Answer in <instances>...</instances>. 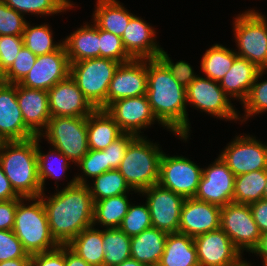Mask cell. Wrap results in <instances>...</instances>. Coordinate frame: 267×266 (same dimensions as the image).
I'll use <instances>...</instances> for the list:
<instances>
[{
    "instance_id": "cell-1",
    "label": "cell",
    "mask_w": 267,
    "mask_h": 266,
    "mask_svg": "<svg viewBox=\"0 0 267 266\" xmlns=\"http://www.w3.org/2000/svg\"><path fill=\"white\" fill-rule=\"evenodd\" d=\"M67 184L50 197L44 192L39 196L59 245H68L82 230L93 226L94 201L87 184H78L75 177Z\"/></svg>"
},
{
    "instance_id": "cell-2",
    "label": "cell",
    "mask_w": 267,
    "mask_h": 266,
    "mask_svg": "<svg viewBox=\"0 0 267 266\" xmlns=\"http://www.w3.org/2000/svg\"><path fill=\"white\" fill-rule=\"evenodd\" d=\"M147 97L159 124L185 141L189 137L186 88L159 59H147Z\"/></svg>"
},
{
    "instance_id": "cell-3",
    "label": "cell",
    "mask_w": 267,
    "mask_h": 266,
    "mask_svg": "<svg viewBox=\"0 0 267 266\" xmlns=\"http://www.w3.org/2000/svg\"><path fill=\"white\" fill-rule=\"evenodd\" d=\"M0 165L20 197L34 198L43 193L38 175L37 136L0 142Z\"/></svg>"
},
{
    "instance_id": "cell-4",
    "label": "cell",
    "mask_w": 267,
    "mask_h": 266,
    "mask_svg": "<svg viewBox=\"0 0 267 266\" xmlns=\"http://www.w3.org/2000/svg\"><path fill=\"white\" fill-rule=\"evenodd\" d=\"M24 200L32 201V204L26 206ZM13 232L29 255L48 252L60 246L51 234L40 197L17 199Z\"/></svg>"
},
{
    "instance_id": "cell-5",
    "label": "cell",
    "mask_w": 267,
    "mask_h": 266,
    "mask_svg": "<svg viewBox=\"0 0 267 266\" xmlns=\"http://www.w3.org/2000/svg\"><path fill=\"white\" fill-rule=\"evenodd\" d=\"M137 136L129 145L117 169L136 193L158 184L163 150L159 144Z\"/></svg>"
},
{
    "instance_id": "cell-6",
    "label": "cell",
    "mask_w": 267,
    "mask_h": 266,
    "mask_svg": "<svg viewBox=\"0 0 267 266\" xmlns=\"http://www.w3.org/2000/svg\"><path fill=\"white\" fill-rule=\"evenodd\" d=\"M119 62L107 58H90L70 63V76L96 109H106L109 84Z\"/></svg>"
},
{
    "instance_id": "cell-7",
    "label": "cell",
    "mask_w": 267,
    "mask_h": 266,
    "mask_svg": "<svg viewBox=\"0 0 267 266\" xmlns=\"http://www.w3.org/2000/svg\"><path fill=\"white\" fill-rule=\"evenodd\" d=\"M233 30L238 47L235 53L267 71V20L255 10L236 16Z\"/></svg>"
},
{
    "instance_id": "cell-8",
    "label": "cell",
    "mask_w": 267,
    "mask_h": 266,
    "mask_svg": "<svg viewBox=\"0 0 267 266\" xmlns=\"http://www.w3.org/2000/svg\"><path fill=\"white\" fill-rule=\"evenodd\" d=\"M44 131L39 137H46L51 146L74 164H78L89 150L87 117H51Z\"/></svg>"
},
{
    "instance_id": "cell-9",
    "label": "cell",
    "mask_w": 267,
    "mask_h": 266,
    "mask_svg": "<svg viewBox=\"0 0 267 266\" xmlns=\"http://www.w3.org/2000/svg\"><path fill=\"white\" fill-rule=\"evenodd\" d=\"M220 228L242 253L257 247L261 233L254 221L249 204L229 203L221 207Z\"/></svg>"
},
{
    "instance_id": "cell-10",
    "label": "cell",
    "mask_w": 267,
    "mask_h": 266,
    "mask_svg": "<svg viewBox=\"0 0 267 266\" xmlns=\"http://www.w3.org/2000/svg\"><path fill=\"white\" fill-rule=\"evenodd\" d=\"M187 103L216 118L240 120L231 104L229 96L223 91L219 82L210 78L197 76L186 88Z\"/></svg>"
},
{
    "instance_id": "cell-11",
    "label": "cell",
    "mask_w": 267,
    "mask_h": 266,
    "mask_svg": "<svg viewBox=\"0 0 267 266\" xmlns=\"http://www.w3.org/2000/svg\"><path fill=\"white\" fill-rule=\"evenodd\" d=\"M202 169L184 156L172 157L163 152L158 184L184 198H192L197 192Z\"/></svg>"
},
{
    "instance_id": "cell-12",
    "label": "cell",
    "mask_w": 267,
    "mask_h": 266,
    "mask_svg": "<svg viewBox=\"0 0 267 266\" xmlns=\"http://www.w3.org/2000/svg\"><path fill=\"white\" fill-rule=\"evenodd\" d=\"M219 156L235 176L267 170V145L253 136L235 137Z\"/></svg>"
},
{
    "instance_id": "cell-13",
    "label": "cell",
    "mask_w": 267,
    "mask_h": 266,
    "mask_svg": "<svg viewBox=\"0 0 267 266\" xmlns=\"http://www.w3.org/2000/svg\"><path fill=\"white\" fill-rule=\"evenodd\" d=\"M140 194L147 197L152 227L167 233H178L185 198L159 184L144 189Z\"/></svg>"
},
{
    "instance_id": "cell-14",
    "label": "cell",
    "mask_w": 267,
    "mask_h": 266,
    "mask_svg": "<svg viewBox=\"0 0 267 266\" xmlns=\"http://www.w3.org/2000/svg\"><path fill=\"white\" fill-rule=\"evenodd\" d=\"M235 175L218 156L208 168L202 169L195 199L223 207L233 202Z\"/></svg>"
},
{
    "instance_id": "cell-15",
    "label": "cell",
    "mask_w": 267,
    "mask_h": 266,
    "mask_svg": "<svg viewBox=\"0 0 267 266\" xmlns=\"http://www.w3.org/2000/svg\"><path fill=\"white\" fill-rule=\"evenodd\" d=\"M193 239L200 266H239L244 261L242 252L221 228Z\"/></svg>"
},
{
    "instance_id": "cell-16",
    "label": "cell",
    "mask_w": 267,
    "mask_h": 266,
    "mask_svg": "<svg viewBox=\"0 0 267 266\" xmlns=\"http://www.w3.org/2000/svg\"><path fill=\"white\" fill-rule=\"evenodd\" d=\"M70 74V62L64 45L58 50L37 56L28 74L19 83L30 89L48 91L56 83L65 80Z\"/></svg>"
},
{
    "instance_id": "cell-17",
    "label": "cell",
    "mask_w": 267,
    "mask_h": 266,
    "mask_svg": "<svg viewBox=\"0 0 267 266\" xmlns=\"http://www.w3.org/2000/svg\"><path fill=\"white\" fill-rule=\"evenodd\" d=\"M147 94V59L121 63L109 84L106 108L114 101Z\"/></svg>"
},
{
    "instance_id": "cell-18",
    "label": "cell",
    "mask_w": 267,
    "mask_h": 266,
    "mask_svg": "<svg viewBox=\"0 0 267 266\" xmlns=\"http://www.w3.org/2000/svg\"><path fill=\"white\" fill-rule=\"evenodd\" d=\"M105 110L113 117L123 133L135 136H141L142 128L145 129L157 121L147 95L116 100Z\"/></svg>"
},
{
    "instance_id": "cell-19",
    "label": "cell",
    "mask_w": 267,
    "mask_h": 266,
    "mask_svg": "<svg viewBox=\"0 0 267 266\" xmlns=\"http://www.w3.org/2000/svg\"><path fill=\"white\" fill-rule=\"evenodd\" d=\"M48 95L52 117H88L96 109L70 75L50 88Z\"/></svg>"
},
{
    "instance_id": "cell-20",
    "label": "cell",
    "mask_w": 267,
    "mask_h": 266,
    "mask_svg": "<svg viewBox=\"0 0 267 266\" xmlns=\"http://www.w3.org/2000/svg\"><path fill=\"white\" fill-rule=\"evenodd\" d=\"M221 207L192 198H185L178 233L195 238L220 228Z\"/></svg>"
},
{
    "instance_id": "cell-21",
    "label": "cell",
    "mask_w": 267,
    "mask_h": 266,
    "mask_svg": "<svg viewBox=\"0 0 267 266\" xmlns=\"http://www.w3.org/2000/svg\"><path fill=\"white\" fill-rule=\"evenodd\" d=\"M35 137L25 126L16 96V84L0 85V142L22 141Z\"/></svg>"
},
{
    "instance_id": "cell-22",
    "label": "cell",
    "mask_w": 267,
    "mask_h": 266,
    "mask_svg": "<svg viewBox=\"0 0 267 266\" xmlns=\"http://www.w3.org/2000/svg\"><path fill=\"white\" fill-rule=\"evenodd\" d=\"M16 96L25 126L35 135L39 136L46 129L51 119L49 109L48 91L30 89L16 84Z\"/></svg>"
},
{
    "instance_id": "cell-23",
    "label": "cell",
    "mask_w": 267,
    "mask_h": 266,
    "mask_svg": "<svg viewBox=\"0 0 267 266\" xmlns=\"http://www.w3.org/2000/svg\"><path fill=\"white\" fill-rule=\"evenodd\" d=\"M155 30L143 19L133 16L121 37L126 52L133 59L158 58L162 47L155 39Z\"/></svg>"
},
{
    "instance_id": "cell-24",
    "label": "cell",
    "mask_w": 267,
    "mask_h": 266,
    "mask_svg": "<svg viewBox=\"0 0 267 266\" xmlns=\"http://www.w3.org/2000/svg\"><path fill=\"white\" fill-rule=\"evenodd\" d=\"M260 70L246 58L237 56L230 70L219 81V84L230 98H238L243 102L247 98Z\"/></svg>"
},
{
    "instance_id": "cell-25",
    "label": "cell",
    "mask_w": 267,
    "mask_h": 266,
    "mask_svg": "<svg viewBox=\"0 0 267 266\" xmlns=\"http://www.w3.org/2000/svg\"><path fill=\"white\" fill-rule=\"evenodd\" d=\"M70 63L99 58V28L95 24L81 26L62 41Z\"/></svg>"
},
{
    "instance_id": "cell-26",
    "label": "cell",
    "mask_w": 267,
    "mask_h": 266,
    "mask_svg": "<svg viewBox=\"0 0 267 266\" xmlns=\"http://www.w3.org/2000/svg\"><path fill=\"white\" fill-rule=\"evenodd\" d=\"M122 134L118 124L105 109H95L87 117L89 149L104 150Z\"/></svg>"
},
{
    "instance_id": "cell-27",
    "label": "cell",
    "mask_w": 267,
    "mask_h": 266,
    "mask_svg": "<svg viewBox=\"0 0 267 266\" xmlns=\"http://www.w3.org/2000/svg\"><path fill=\"white\" fill-rule=\"evenodd\" d=\"M168 233L150 227L131 237V258L139 263L150 265L159 263L164 252Z\"/></svg>"
},
{
    "instance_id": "cell-28",
    "label": "cell",
    "mask_w": 267,
    "mask_h": 266,
    "mask_svg": "<svg viewBox=\"0 0 267 266\" xmlns=\"http://www.w3.org/2000/svg\"><path fill=\"white\" fill-rule=\"evenodd\" d=\"M159 263L163 266H200L194 239L182 233H168Z\"/></svg>"
},
{
    "instance_id": "cell-29",
    "label": "cell",
    "mask_w": 267,
    "mask_h": 266,
    "mask_svg": "<svg viewBox=\"0 0 267 266\" xmlns=\"http://www.w3.org/2000/svg\"><path fill=\"white\" fill-rule=\"evenodd\" d=\"M94 24L102 30L122 37L130 19L134 16L117 0H97Z\"/></svg>"
},
{
    "instance_id": "cell-30",
    "label": "cell",
    "mask_w": 267,
    "mask_h": 266,
    "mask_svg": "<svg viewBox=\"0 0 267 266\" xmlns=\"http://www.w3.org/2000/svg\"><path fill=\"white\" fill-rule=\"evenodd\" d=\"M74 253L91 266H103L102 230L94 226L82 230L68 245Z\"/></svg>"
},
{
    "instance_id": "cell-31",
    "label": "cell",
    "mask_w": 267,
    "mask_h": 266,
    "mask_svg": "<svg viewBox=\"0 0 267 266\" xmlns=\"http://www.w3.org/2000/svg\"><path fill=\"white\" fill-rule=\"evenodd\" d=\"M127 194L104 198L94 202L93 226L100 223L107 228H118L127 214L130 202Z\"/></svg>"
},
{
    "instance_id": "cell-32",
    "label": "cell",
    "mask_w": 267,
    "mask_h": 266,
    "mask_svg": "<svg viewBox=\"0 0 267 266\" xmlns=\"http://www.w3.org/2000/svg\"><path fill=\"white\" fill-rule=\"evenodd\" d=\"M103 266H116L131 258V237L119 228L102 230Z\"/></svg>"
},
{
    "instance_id": "cell-33",
    "label": "cell",
    "mask_w": 267,
    "mask_h": 266,
    "mask_svg": "<svg viewBox=\"0 0 267 266\" xmlns=\"http://www.w3.org/2000/svg\"><path fill=\"white\" fill-rule=\"evenodd\" d=\"M267 182V170H257L235 176L233 202L251 204L262 199Z\"/></svg>"
},
{
    "instance_id": "cell-34",
    "label": "cell",
    "mask_w": 267,
    "mask_h": 266,
    "mask_svg": "<svg viewBox=\"0 0 267 266\" xmlns=\"http://www.w3.org/2000/svg\"><path fill=\"white\" fill-rule=\"evenodd\" d=\"M237 56L234 50L220 44H214L203 55L201 70L207 78L219 82L230 70Z\"/></svg>"
},
{
    "instance_id": "cell-35",
    "label": "cell",
    "mask_w": 267,
    "mask_h": 266,
    "mask_svg": "<svg viewBox=\"0 0 267 266\" xmlns=\"http://www.w3.org/2000/svg\"><path fill=\"white\" fill-rule=\"evenodd\" d=\"M92 180L94 186H90V183L87 186L94 202L108 197L127 194L129 190L134 191L117 169L106 171Z\"/></svg>"
},
{
    "instance_id": "cell-36",
    "label": "cell",
    "mask_w": 267,
    "mask_h": 266,
    "mask_svg": "<svg viewBox=\"0 0 267 266\" xmlns=\"http://www.w3.org/2000/svg\"><path fill=\"white\" fill-rule=\"evenodd\" d=\"M50 28L45 23L32 27L27 22L25 30L22 33L24 46L36 56L49 54L58 50L63 43L53 42V33Z\"/></svg>"
},
{
    "instance_id": "cell-37",
    "label": "cell",
    "mask_w": 267,
    "mask_h": 266,
    "mask_svg": "<svg viewBox=\"0 0 267 266\" xmlns=\"http://www.w3.org/2000/svg\"><path fill=\"white\" fill-rule=\"evenodd\" d=\"M39 140L40 137L37 136L38 175L42 192H44L46 178H54L57 181L61 175H64L66 173L65 171L69 168L70 160L55 148H53L54 150L50 149V152H48L47 154L42 153L40 149L41 146L39 144V142L41 141ZM50 160L51 162H49ZM54 160H56V162L57 160H59V162H57L58 164H56Z\"/></svg>"
},
{
    "instance_id": "cell-38",
    "label": "cell",
    "mask_w": 267,
    "mask_h": 266,
    "mask_svg": "<svg viewBox=\"0 0 267 266\" xmlns=\"http://www.w3.org/2000/svg\"><path fill=\"white\" fill-rule=\"evenodd\" d=\"M7 6L21 13L32 15L58 14L70 9L74 4L70 0H2Z\"/></svg>"
},
{
    "instance_id": "cell-39",
    "label": "cell",
    "mask_w": 267,
    "mask_h": 266,
    "mask_svg": "<svg viewBox=\"0 0 267 266\" xmlns=\"http://www.w3.org/2000/svg\"><path fill=\"white\" fill-rule=\"evenodd\" d=\"M133 205L134 204L129 205L127 214L124 216L118 227L130 237L138 235L145 229L152 227L148 204Z\"/></svg>"
},
{
    "instance_id": "cell-40",
    "label": "cell",
    "mask_w": 267,
    "mask_h": 266,
    "mask_svg": "<svg viewBox=\"0 0 267 266\" xmlns=\"http://www.w3.org/2000/svg\"><path fill=\"white\" fill-rule=\"evenodd\" d=\"M264 72V70H260L252 84L247 98L241 102L245 109V118L240 120L242 122L246 121L248 117L267 111V80L259 82V79Z\"/></svg>"
},
{
    "instance_id": "cell-41",
    "label": "cell",
    "mask_w": 267,
    "mask_h": 266,
    "mask_svg": "<svg viewBox=\"0 0 267 266\" xmlns=\"http://www.w3.org/2000/svg\"><path fill=\"white\" fill-rule=\"evenodd\" d=\"M81 168L83 175L75 176L78 184H87L86 176L93 179L106 171H109V164H107L106 152L103 150L89 149L77 164Z\"/></svg>"
},
{
    "instance_id": "cell-42",
    "label": "cell",
    "mask_w": 267,
    "mask_h": 266,
    "mask_svg": "<svg viewBox=\"0 0 267 266\" xmlns=\"http://www.w3.org/2000/svg\"><path fill=\"white\" fill-rule=\"evenodd\" d=\"M100 58H107L121 63L131 61L133 58L126 52L120 36L99 29Z\"/></svg>"
},
{
    "instance_id": "cell-43",
    "label": "cell",
    "mask_w": 267,
    "mask_h": 266,
    "mask_svg": "<svg viewBox=\"0 0 267 266\" xmlns=\"http://www.w3.org/2000/svg\"><path fill=\"white\" fill-rule=\"evenodd\" d=\"M37 56L23 46L14 59L11 67L3 74L4 82L20 83L35 63Z\"/></svg>"
},
{
    "instance_id": "cell-44",
    "label": "cell",
    "mask_w": 267,
    "mask_h": 266,
    "mask_svg": "<svg viewBox=\"0 0 267 266\" xmlns=\"http://www.w3.org/2000/svg\"><path fill=\"white\" fill-rule=\"evenodd\" d=\"M26 23L24 15L0 0V36H22Z\"/></svg>"
},
{
    "instance_id": "cell-45",
    "label": "cell",
    "mask_w": 267,
    "mask_h": 266,
    "mask_svg": "<svg viewBox=\"0 0 267 266\" xmlns=\"http://www.w3.org/2000/svg\"><path fill=\"white\" fill-rule=\"evenodd\" d=\"M18 258H31L13 230H0V262Z\"/></svg>"
},
{
    "instance_id": "cell-46",
    "label": "cell",
    "mask_w": 267,
    "mask_h": 266,
    "mask_svg": "<svg viewBox=\"0 0 267 266\" xmlns=\"http://www.w3.org/2000/svg\"><path fill=\"white\" fill-rule=\"evenodd\" d=\"M24 46L22 36H0V71L4 74Z\"/></svg>"
},
{
    "instance_id": "cell-47",
    "label": "cell",
    "mask_w": 267,
    "mask_h": 266,
    "mask_svg": "<svg viewBox=\"0 0 267 266\" xmlns=\"http://www.w3.org/2000/svg\"><path fill=\"white\" fill-rule=\"evenodd\" d=\"M158 58L166 65L172 76L179 82V84L185 88H187L198 76L194 74V70L189 63L185 61H178L174 64L169 55L163 49L159 53Z\"/></svg>"
},
{
    "instance_id": "cell-48",
    "label": "cell",
    "mask_w": 267,
    "mask_h": 266,
    "mask_svg": "<svg viewBox=\"0 0 267 266\" xmlns=\"http://www.w3.org/2000/svg\"><path fill=\"white\" fill-rule=\"evenodd\" d=\"M137 136L130 133H123L119 138L113 141L107 148L103 151L106 152L107 164H109V171L113 169H118L120 163L122 162L128 145Z\"/></svg>"
},
{
    "instance_id": "cell-49",
    "label": "cell",
    "mask_w": 267,
    "mask_h": 266,
    "mask_svg": "<svg viewBox=\"0 0 267 266\" xmlns=\"http://www.w3.org/2000/svg\"><path fill=\"white\" fill-rule=\"evenodd\" d=\"M32 266H66L65 245L54 250L31 255Z\"/></svg>"
},
{
    "instance_id": "cell-50",
    "label": "cell",
    "mask_w": 267,
    "mask_h": 266,
    "mask_svg": "<svg viewBox=\"0 0 267 266\" xmlns=\"http://www.w3.org/2000/svg\"><path fill=\"white\" fill-rule=\"evenodd\" d=\"M17 199L0 201V230H13Z\"/></svg>"
},
{
    "instance_id": "cell-51",
    "label": "cell",
    "mask_w": 267,
    "mask_h": 266,
    "mask_svg": "<svg viewBox=\"0 0 267 266\" xmlns=\"http://www.w3.org/2000/svg\"><path fill=\"white\" fill-rule=\"evenodd\" d=\"M249 206L260 233L267 232V200L261 199Z\"/></svg>"
},
{
    "instance_id": "cell-52",
    "label": "cell",
    "mask_w": 267,
    "mask_h": 266,
    "mask_svg": "<svg viewBox=\"0 0 267 266\" xmlns=\"http://www.w3.org/2000/svg\"><path fill=\"white\" fill-rule=\"evenodd\" d=\"M21 198L12 188L0 165V201Z\"/></svg>"
},
{
    "instance_id": "cell-53",
    "label": "cell",
    "mask_w": 267,
    "mask_h": 266,
    "mask_svg": "<svg viewBox=\"0 0 267 266\" xmlns=\"http://www.w3.org/2000/svg\"><path fill=\"white\" fill-rule=\"evenodd\" d=\"M66 266H91L65 245Z\"/></svg>"
},
{
    "instance_id": "cell-54",
    "label": "cell",
    "mask_w": 267,
    "mask_h": 266,
    "mask_svg": "<svg viewBox=\"0 0 267 266\" xmlns=\"http://www.w3.org/2000/svg\"><path fill=\"white\" fill-rule=\"evenodd\" d=\"M252 253L261 256L263 264L267 261V232L261 234L259 243Z\"/></svg>"
},
{
    "instance_id": "cell-55",
    "label": "cell",
    "mask_w": 267,
    "mask_h": 266,
    "mask_svg": "<svg viewBox=\"0 0 267 266\" xmlns=\"http://www.w3.org/2000/svg\"><path fill=\"white\" fill-rule=\"evenodd\" d=\"M31 258H18L0 262V266H29Z\"/></svg>"
},
{
    "instance_id": "cell-56",
    "label": "cell",
    "mask_w": 267,
    "mask_h": 266,
    "mask_svg": "<svg viewBox=\"0 0 267 266\" xmlns=\"http://www.w3.org/2000/svg\"><path fill=\"white\" fill-rule=\"evenodd\" d=\"M116 266H146V265L139 263L136 259L129 258L123 261L121 264H118Z\"/></svg>"
},
{
    "instance_id": "cell-57",
    "label": "cell",
    "mask_w": 267,
    "mask_h": 266,
    "mask_svg": "<svg viewBox=\"0 0 267 266\" xmlns=\"http://www.w3.org/2000/svg\"><path fill=\"white\" fill-rule=\"evenodd\" d=\"M262 199L267 200V182H266V186H265L264 191H263Z\"/></svg>"
},
{
    "instance_id": "cell-58",
    "label": "cell",
    "mask_w": 267,
    "mask_h": 266,
    "mask_svg": "<svg viewBox=\"0 0 267 266\" xmlns=\"http://www.w3.org/2000/svg\"><path fill=\"white\" fill-rule=\"evenodd\" d=\"M4 83L3 73L0 71V85Z\"/></svg>"
},
{
    "instance_id": "cell-59",
    "label": "cell",
    "mask_w": 267,
    "mask_h": 266,
    "mask_svg": "<svg viewBox=\"0 0 267 266\" xmlns=\"http://www.w3.org/2000/svg\"><path fill=\"white\" fill-rule=\"evenodd\" d=\"M239 266H251L246 260L243 261Z\"/></svg>"
},
{
    "instance_id": "cell-60",
    "label": "cell",
    "mask_w": 267,
    "mask_h": 266,
    "mask_svg": "<svg viewBox=\"0 0 267 266\" xmlns=\"http://www.w3.org/2000/svg\"><path fill=\"white\" fill-rule=\"evenodd\" d=\"M146 266H163V265L161 263H153V264L146 265Z\"/></svg>"
}]
</instances>
